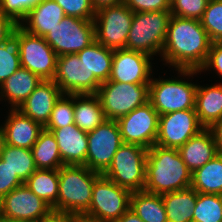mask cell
<instances>
[{
    "instance_id": "obj_30",
    "label": "cell",
    "mask_w": 222,
    "mask_h": 222,
    "mask_svg": "<svg viewBox=\"0 0 222 222\" xmlns=\"http://www.w3.org/2000/svg\"><path fill=\"white\" fill-rule=\"evenodd\" d=\"M130 209L144 222H168L162 195L145 191L132 192Z\"/></svg>"
},
{
    "instance_id": "obj_4",
    "label": "cell",
    "mask_w": 222,
    "mask_h": 222,
    "mask_svg": "<svg viewBox=\"0 0 222 222\" xmlns=\"http://www.w3.org/2000/svg\"><path fill=\"white\" fill-rule=\"evenodd\" d=\"M179 78H153L149 83V102L159 116L180 110H195L197 84L188 77L200 73L199 70H176ZM184 76L187 78H184Z\"/></svg>"
},
{
    "instance_id": "obj_48",
    "label": "cell",
    "mask_w": 222,
    "mask_h": 222,
    "mask_svg": "<svg viewBox=\"0 0 222 222\" xmlns=\"http://www.w3.org/2000/svg\"><path fill=\"white\" fill-rule=\"evenodd\" d=\"M5 137H4V131H3V128L1 127L0 125V157H1V154L3 152V148L5 146Z\"/></svg>"
},
{
    "instance_id": "obj_24",
    "label": "cell",
    "mask_w": 222,
    "mask_h": 222,
    "mask_svg": "<svg viewBox=\"0 0 222 222\" xmlns=\"http://www.w3.org/2000/svg\"><path fill=\"white\" fill-rule=\"evenodd\" d=\"M195 111L200 124L211 128L222 119V83L200 86L197 85Z\"/></svg>"
},
{
    "instance_id": "obj_46",
    "label": "cell",
    "mask_w": 222,
    "mask_h": 222,
    "mask_svg": "<svg viewBox=\"0 0 222 222\" xmlns=\"http://www.w3.org/2000/svg\"><path fill=\"white\" fill-rule=\"evenodd\" d=\"M116 222H144L130 208Z\"/></svg>"
},
{
    "instance_id": "obj_13",
    "label": "cell",
    "mask_w": 222,
    "mask_h": 222,
    "mask_svg": "<svg viewBox=\"0 0 222 222\" xmlns=\"http://www.w3.org/2000/svg\"><path fill=\"white\" fill-rule=\"evenodd\" d=\"M52 208L24 183L0 200V215L8 222H39Z\"/></svg>"
},
{
    "instance_id": "obj_1",
    "label": "cell",
    "mask_w": 222,
    "mask_h": 222,
    "mask_svg": "<svg viewBox=\"0 0 222 222\" xmlns=\"http://www.w3.org/2000/svg\"><path fill=\"white\" fill-rule=\"evenodd\" d=\"M211 44L201 21L171 16L160 58L175 70H200Z\"/></svg>"
},
{
    "instance_id": "obj_39",
    "label": "cell",
    "mask_w": 222,
    "mask_h": 222,
    "mask_svg": "<svg viewBox=\"0 0 222 222\" xmlns=\"http://www.w3.org/2000/svg\"><path fill=\"white\" fill-rule=\"evenodd\" d=\"M66 16L94 20L96 10L91 0H54Z\"/></svg>"
},
{
    "instance_id": "obj_7",
    "label": "cell",
    "mask_w": 222,
    "mask_h": 222,
    "mask_svg": "<svg viewBox=\"0 0 222 222\" xmlns=\"http://www.w3.org/2000/svg\"><path fill=\"white\" fill-rule=\"evenodd\" d=\"M106 119L118 120L149 101V84L105 81L98 88Z\"/></svg>"
},
{
    "instance_id": "obj_32",
    "label": "cell",
    "mask_w": 222,
    "mask_h": 222,
    "mask_svg": "<svg viewBox=\"0 0 222 222\" xmlns=\"http://www.w3.org/2000/svg\"><path fill=\"white\" fill-rule=\"evenodd\" d=\"M0 158L23 183L37 170L31 149L5 144Z\"/></svg>"
},
{
    "instance_id": "obj_38",
    "label": "cell",
    "mask_w": 222,
    "mask_h": 222,
    "mask_svg": "<svg viewBox=\"0 0 222 222\" xmlns=\"http://www.w3.org/2000/svg\"><path fill=\"white\" fill-rule=\"evenodd\" d=\"M43 0H0V12L19 25L30 10Z\"/></svg>"
},
{
    "instance_id": "obj_15",
    "label": "cell",
    "mask_w": 222,
    "mask_h": 222,
    "mask_svg": "<svg viewBox=\"0 0 222 222\" xmlns=\"http://www.w3.org/2000/svg\"><path fill=\"white\" fill-rule=\"evenodd\" d=\"M53 81L63 94H97L101 82L75 54L57 56Z\"/></svg>"
},
{
    "instance_id": "obj_28",
    "label": "cell",
    "mask_w": 222,
    "mask_h": 222,
    "mask_svg": "<svg viewBox=\"0 0 222 222\" xmlns=\"http://www.w3.org/2000/svg\"><path fill=\"white\" fill-rule=\"evenodd\" d=\"M191 187L198 193L222 195V154L192 173Z\"/></svg>"
},
{
    "instance_id": "obj_2",
    "label": "cell",
    "mask_w": 222,
    "mask_h": 222,
    "mask_svg": "<svg viewBox=\"0 0 222 222\" xmlns=\"http://www.w3.org/2000/svg\"><path fill=\"white\" fill-rule=\"evenodd\" d=\"M192 173L175 148L153 145L148 149L144 191L162 195L191 187Z\"/></svg>"
},
{
    "instance_id": "obj_12",
    "label": "cell",
    "mask_w": 222,
    "mask_h": 222,
    "mask_svg": "<svg viewBox=\"0 0 222 222\" xmlns=\"http://www.w3.org/2000/svg\"><path fill=\"white\" fill-rule=\"evenodd\" d=\"M125 144L146 149L155 145L158 136L159 114L148 101L117 120Z\"/></svg>"
},
{
    "instance_id": "obj_5",
    "label": "cell",
    "mask_w": 222,
    "mask_h": 222,
    "mask_svg": "<svg viewBox=\"0 0 222 222\" xmlns=\"http://www.w3.org/2000/svg\"><path fill=\"white\" fill-rule=\"evenodd\" d=\"M171 16L170 11L134 12L125 49L161 56Z\"/></svg>"
},
{
    "instance_id": "obj_43",
    "label": "cell",
    "mask_w": 222,
    "mask_h": 222,
    "mask_svg": "<svg viewBox=\"0 0 222 222\" xmlns=\"http://www.w3.org/2000/svg\"><path fill=\"white\" fill-rule=\"evenodd\" d=\"M18 25L0 12V45L13 33Z\"/></svg>"
},
{
    "instance_id": "obj_20",
    "label": "cell",
    "mask_w": 222,
    "mask_h": 222,
    "mask_svg": "<svg viewBox=\"0 0 222 222\" xmlns=\"http://www.w3.org/2000/svg\"><path fill=\"white\" fill-rule=\"evenodd\" d=\"M51 131L57 141L64 165H85L88 150L87 132L72 124Z\"/></svg>"
},
{
    "instance_id": "obj_17",
    "label": "cell",
    "mask_w": 222,
    "mask_h": 222,
    "mask_svg": "<svg viewBox=\"0 0 222 222\" xmlns=\"http://www.w3.org/2000/svg\"><path fill=\"white\" fill-rule=\"evenodd\" d=\"M151 58L154 57L139 51L125 48L114 50L108 80L121 83L149 84L153 73Z\"/></svg>"
},
{
    "instance_id": "obj_22",
    "label": "cell",
    "mask_w": 222,
    "mask_h": 222,
    "mask_svg": "<svg viewBox=\"0 0 222 222\" xmlns=\"http://www.w3.org/2000/svg\"><path fill=\"white\" fill-rule=\"evenodd\" d=\"M65 16L63 9L54 0H43L29 11L19 26L30 34L44 37Z\"/></svg>"
},
{
    "instance_id": "obj_3",
    "label": "cell",
    "mask_w": 222,
    "mask_h": 222,
    "mask_svg": "<svg viewBox=\"0 0 222 222\" xmlns=\"http://www.w3.org/2000/svg\"><path fill=\"white\" fill-rule=\"evenodd\" d=\"M101 175L85 165H63L55 211L82 216L89 209L93 185Z\"/></svg>"
},
{
    "instance_id": "obj_16",
    "label": "cell",
    "mask_w": 222,
    "mask_h": 222,
    "mask_svg": "<svg viewBox=\"0 0 222 222\" xmlns=\"http://www.w3.org/2000/svg\"><path fill=\"white\" fill-rule=\"evenodd\" d=\"M204 127L195 110H180L159 116L158 136L155 144L179 149Z\"/></svg>"
},
{
    "instance_id": "obj_26",
    "label": "cell",
    "mask_w": 222,
    "mask_h": 222,
    "mask_svg": "<svg viewBox=\"0 0 222 222\" xmlns=\"http://www.w3.org/2000/svg\"><path fill=\"white\" fill-rule=\"evenodd\" d=\"M168 222H193L197 191L192 187L162 194Z\"/></svg>"
},
{
    "instance_id": "obj_21",
    "label": "cell",
    "mask_w": 222,
    "mask_h": 222,
    "mask_svg": "<svg viewBox=\"0 0 222 222\" xmlns=\"http://www.w3.org/2000/svg\"><path fill=\"white\" fill-rule=\"evenodd\" d=\"M182 160L191 173L203 167L219 154L213 132L204 128L178 149Z\"/></svg>"
},
{
    "instance_id": "obj_41",
    "label": "cell",
    "mask_w": 222,
    "mask_h": 222,
    "mask_svg": "<svg viewBox=\"0 0 222 222\" xmlns=\"http://www.w3.org/2000/svg\"><path fill=\"white\" fill-rule=\"evenodd\" d=\"M24 184L0 158V200L11 190Z\"/></svg>"
},
{
    "instance_id": "obj_36",
    "label": "cell",
    "mask_w": 222,
    "mask_h": 222,
    "mask_svg": "<svg viewBox=\"0 0 222 222\" xmlns=\"http://www.w3.org/2000/svg\"><path fill=\"white\" fill-rule=\"evenodd\" d=\"M200 21L212 42H222V0H209Z\"/></svg>"
},
{
    "instance_id": "obj_19",
    "label": "cell",
    "mask_w": 222,
    "mask_h": 222,
    "mask_svg": "<svg viewBox=\"0 0 222 222\" xmlns=\"http://www.w3.org/2000/svg\"><path fill=\"white\" fill-rule=\"evenodd\" d=\"M5 123L1 124L5 143L19 148L31 149L44 127L24 115L18 109H9Z\"/></svg>"
},
{
    "instance_id": "obj_47",
    "label": "cell",
    "mask_w": 222,
    "mask_h": 222,
    "mask_svg": "<svg viewBox=\"0 0 222 222\" xmlns=\"http://www.w3.org/2000/svg\"><path fill=\"white\" fill-rule=\"evenodd\" d=\"M95 10L105 6H112L124 3L125 0H91Z\"/></svg>"
},
{
    "instance_id": "obj_25",
    "label": "cell",
    "mask_w": 222,
    "mask_h": 222,
    "mask_svg": "<svg viewBox=\"0 0 222 222\" xmlns=\"http://www.w3.org/2000/svg\"><path fill=\"white\" fill-rule=\"evenodd\" d=\"M106 120L97 94H74V124L90 132Z\"/></svg>"
},
{
    "instance_id": "obj_34",
    "label": "cell",
    "mask_w": 222,
    "mask_h": 222,
    "mask_svg": "<svg viewBox=\"0 0 222 222\" xmlns=\"http://www.w3.org/2000/svg\"><path fill=\"white\" fill-rule=\"evenodd\" d=\"M193 222H222V195L197 192Z\"/></svg>"
},
{
    "instance_id": "obj_8",
    "label": "cell",
    "mask_w": 222,
    "mask_h": 222,
    "mask_svg": "<svg viewBox=\"0 0 222 222\" xmlns=\"http://www.w3.org/2000/svg\"><path fill=\"white\" fill-rule=\"evenodd\" d=\"M132 192L101 175L93 185L92 201L84 217L116 222L129 208Z\"/></svg>"
},
{
    "instance_id": "obj_45",
    "label": "cell",
    "mask_w": 222,
    "mask_h": 222,
    "mask_svg": "<svg viewBox=\"0 0 222 222\" xmlns=\"http://www.w3.org/2000/svg\"><path fill=\"white\" fill-rule=\"evenodd\" d=\"M210 129L213 132L218 152L222 154V119L217 121Z\"/></svg>"
},
{
    "instance_id": "obj_42",
    "label": "cell",
    "mask_w": 222,
    "mask_h": 222,
    "mask_svg": "<svg viewBox=\"0 0 222 222\" xmlns=\"http://www.w3.org/2000/svg\"><path fill=\"white\" fill-rule=\"evenodd\" d=\"M212 71L222 77V42H212L207 59L199 72ZM219 74V75H218Z\"/></svg>"
},
{
    "instance_id": "obj_9",
    "label": "cell",
    "mask_w": 222,
    "mask_h": 222,
    "mask_svg": "<svg viewBox=\"0 0 222 222\" xmlns=\"http://www.w3.org/2000/svg\"><path fill=\"white\" fill-rule=\"evenodd\" d=\"M133 15L125 3L96 10L93 20L95 40L112 50L125 48Z\"/></svg>"
},
{
    "instance_id": "obj_27",
    "label": "cell",
    "mask_w": 222,
    "mask_h": 222,
    "mask_svg": "<svg viewBox=\"0 0 222 222\" xmlns=\"http://www.w3.org/2000/svg\"><path fill=\"white\" fill-rule=\"evenodd\" d=\"M90 74L101 82L108 81L112 68L114 50L106 48L96 40L88 47L76 53Z\"/></svg>"
},
{
    "instance_id": "obj_11",
    "label": "cell",
    "mask_w": 222,
    "mask_h": 222,
    "mask_svg": "<svg viewBox=\"0 0 222 222\" xmlns=\"http://www.w3.org/2000/svg\"><path fill=\"white\" fill-rule=\"evenodd\" d=\"M87 139L86 166L92 171L103 174L111 165L119 147L124 144L117 121L106 119L87 133Z\"/></svg>"
},
{
    "instance_id": "obj_49",
    "label": "cell",
    "mask_w": 222,
    "mask_h": 222,
    "mask_svg": "<svg viewBox=\"0 0 222 222\" xmlns=\"http://www.w3.org/2000/svg\"><path fill=\"white\" fill-rule=\"evenodd\" d=\"M75 222H101V221H96V220H93L84 216H77L75 218Z\"/></svg>"
},
{
    "instance_id": "obj_35",
    "label": "cell",
    "mask_w": 222,
    "mask_h": 222,
    "mask_svg": "<svg viewBox=\"0 0 222 222\" xmlns=\"http://www.w3.org/2000/svg\"><path fill=\"white\" fill-rule=\"evenodd\" d=\"M74 124V94H62L56 101L45 129H56Z\"/></svg>"
},
{
    "instance_id": "obj_23",
    "label": "cell",
    "mask_w": 222,
    "mask_h": 222,
    "mask_svg": "<svg viewBox=\"0 0 222 222\" xmlns=\"http://www.w3.org/2000/svg\"><path fill=\"white\" fill-rule=\"evenodd\" d=\"M43 80L26 68L20 67L0 86V100L11 109H18Z\"/></svg>"
},
{
    "instance_id": "obj_6",
    "label": "cell",
    "mask_w": 222,
    "mask_h": 222,
    "mask_svg": "<svg viewBox=\"0 0 222 222\" xmlns=\"http://www.w3.org/2000/svg\"><path fill=\"white\" fill-rule=\"evenodd\" d=\"M147 152L140 145L122 144L102 175L131 192L144 191Z\"/></svg>"
},
{
    "instance_id": "obj_29",
    "label": "cell",
    "mask_w": 222,
    "mask_h": 222,
    "mask_svg": "<svg viewBox=\"0 0 222 222\" xmlns=\"http://www.w3.org/2000/svg\"><path fill=\"white\" fill-rule=\"evenodd\" d=\"M31 150L37 169L59 170L64 165L54 134L45 128L39 134Z\"/></svg>"
},
{
    "instance_id": "obj_44",
    "label": "cell",
    "mask_w": 222,
    "mask_h": 222,
    "mask_svg": "<svg viewBox=\"0 0 222 222\" xmlns=\"http://www.w3.org/2000/svg\"><path fill=\"white\" fill-rule=\"evenodd\" d=\"M78 215L52 210L39 222H75Z\"/></svg>"
},
{
    "instance_id": "obj_33",
    "label": "cell",
    "mask_w": 222,
    "mask_h": 222,
    "mask_svg": "<svg viewBox=\"0 0 222 222\" xmlns=\"http://www.w3.org/2000/svg\"><path fill=\"white\" fill-rule=\"evenodd\" d=\"M20 26L0 45V86L20 67Z\"/></svg>"
},
{
    "instance_id": "obj_37",
    "label": "cell",
    "mask_w": 222,
    "mask_h": 222,
    "mask_svg": "<svg viewBox=\"0 0 222 222\" xmlns=\"http://www.w3.org/2000/svg\"><path fill=\"white\" fill-rule=\"evenodd\" d=\"M209 0H172L170 9L172 16L201 20Z\"/></svg>"
},
{
    "instance_id": "obj_50",
    "label": "cell",
    "mask_w": 222,
    "mask_h": 222,
    "mask_svg": "<svg viewBox=\"0 0 222 222\" xmlns=\"http://www.w3.org/2000/svg\"><path fill=\"white\" fill-rule=\"evenodd\" d=\"M0 222H8V221L0 215Z\"/></svg>"
},
{
    "instance_id": "obj_40",
    "label": "cell",
    "mask_w": 222,
    "mask_h": 222,
    "mask_svg": "<svg viewBox=\"0 0 222 222\" xmlns=\"http://www.w3.org/2000/svg\"><path fill=\"white\" fill-rule=\"evenodd\" d=\"M125 5L132 12L169 11L168 0H125Z\"/></svg>"
},
{
    "instance_id": "obj_14",
    "label": "cell",
    "mask_w": 222,
    "mask_h": 222,
    "mask_svg": "<svg viewBox=\"0 0 222 222\" xmlns=\"http://www.w3.org/2000/svg\"><path fill=\"white\" fill-rule=\"evenodd\" d=\"M19 57L21 67L42 80H53L56 74L57 54L44 37L26 32L20 27Z\"/></svg>"
},
{
    "instance_id": "obj_10",
    "label": "cell",
    "mask_w": 222,
    "mask_h": 222,
    "mask_svg": "<svg viewBox=\"0 0 222 222\" xmlns=\"http://www.w3.org/2000/svg\"><path fill=\"white\" fill-rule=\"evenodd\" d=\"M44 38L57 56L78 53L95 41L94 21L65 16Z\"/></svg>"
},
{
    "instance_id": "obj_31",
    "label": "cell",
    "mask_w": 222,
    "mask_h": 222,
    "mask_svg": "<svg viewBox=\"0 0 222 222\" xmlns=\"http://www.w3.org/2000/svg\"><path fill=\"white\" fill-rule=\"evenodd\" d=\"M25 184L55 211V203L59 193V170L37 169Z\"/></svg>"
},
{
    "instance_id": "obj_18",
    "label": "cell",
    "mask_w": 222,
    "mask_h": 222,
    "mask_svg": "<svg viewBox=\"0 0 222 222\" xmlns=\"http://www.w3.org/2000/svg\"><path fill=\"white\" fill-rule=\"evenodd\" d=\"M62 94L53 80H43L18 110L44 127L48 123L56 101Z\"/></svg>"
}]
</instances>
